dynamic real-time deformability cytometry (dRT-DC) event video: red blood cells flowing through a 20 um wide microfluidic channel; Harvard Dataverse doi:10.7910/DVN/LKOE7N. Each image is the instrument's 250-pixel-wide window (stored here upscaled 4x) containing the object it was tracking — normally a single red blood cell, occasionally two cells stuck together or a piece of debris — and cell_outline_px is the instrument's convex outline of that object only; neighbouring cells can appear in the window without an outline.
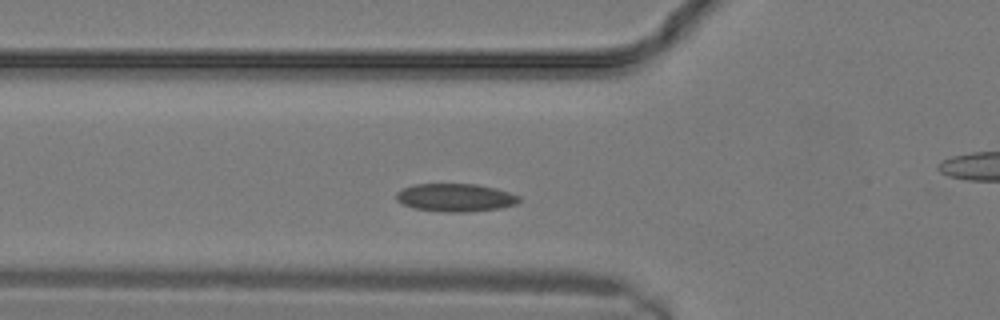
{"species": "common noctule bat (a hibernating species)", "species_latin": "Nyctalus noctula", "temperature_condition": "warm", "stored_images_in_passage": 7, "segment_of_instrument_passage": [1, 2], "camera_frame_rate_fps": 3000, "um_per_image_px": 0.085, "animal": {"sex": "male", "body_mass_g": 19.2, "forearm_length_mm": 51.8}, "frame": {"image": 1, "passage_image": 4, "time_ms": 1.0, "image_size_px": [1000, 320], "cell_outline_px": [[520, 200], [516, 204], [500, 208], [468, 212], [444, 212], [416, 208], [404, 204], [396, 200], [396, 192], [400, 188], [416, 184], [476, 184], [496, 188], [520, 196]], "centroid_in_image_um": [38.7, 16.79], "position_along_channel_um": 87.1, "area_um2": 20.06}}
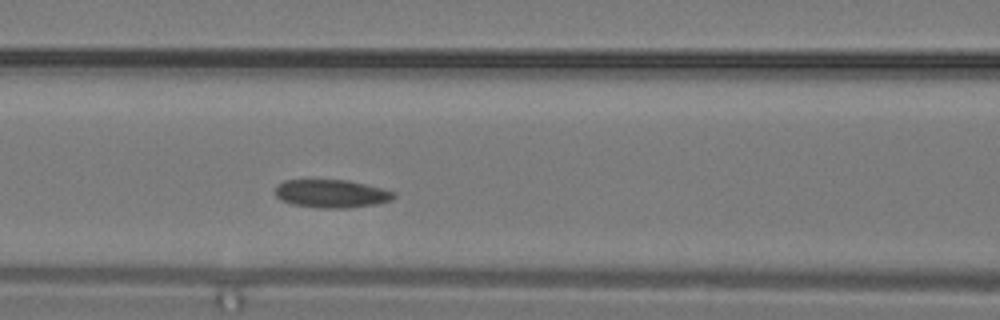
{"frame": {"image": 2, "passage_image": 6, "time_ms": 1.667, "image_size_px": [1000, 320], "cell_outline_px": [[396, 196], [392, 200], [376, 204], [348, 208], [320, 208], [292, 204], [280, 200], [276, 196], [276, 184], [284, 180], [348, 180], [396, 192]], "centroid_in_image_um": [28.16, 16.46], "position_along_channel_um": 138.4, "area_um2": 19.48}}